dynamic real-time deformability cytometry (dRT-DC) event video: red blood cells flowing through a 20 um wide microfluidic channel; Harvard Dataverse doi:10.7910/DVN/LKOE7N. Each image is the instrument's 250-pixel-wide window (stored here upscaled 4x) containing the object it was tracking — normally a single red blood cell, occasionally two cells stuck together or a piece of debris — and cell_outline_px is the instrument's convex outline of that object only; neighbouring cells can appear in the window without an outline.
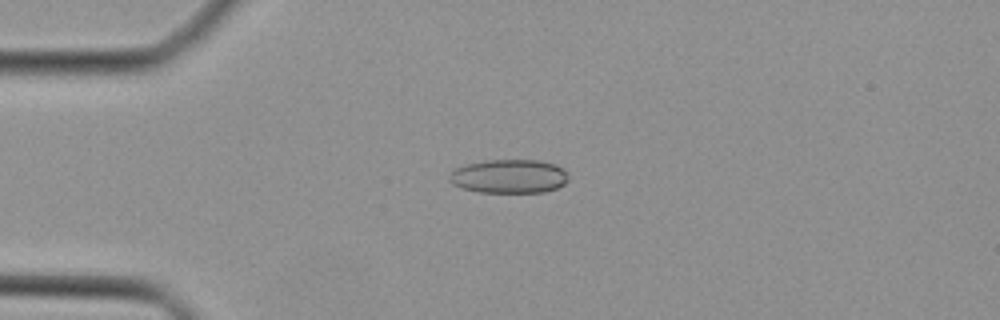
{"species": "Egyptian fruit bat (a non-hibernating species)", "species_latin": "Rousettus aegyptiacus", "temperature_condition": "cold", "stored_images_in_passage": 45, "camera_frame_rate_fps": 3000, "um_per_image_px": 0.085, "animal": {"sex": "female"}, "frame": {"image": 1, "passage_image": 11, "time_ms": 3.333, "image_size_px": [1000, 320], "cell_outline_px": [[568, 180], [564, 184], [556, 188], [544, 192], [480, 192], [464, 188], [452, 184], [448, 180], [448, 176], [456, 168], [468, 164], [488, 160], [540, 160], [556, 164], [564, 168], [568, 172]], "centroid_in_image_um": [43.32, 14.98], "position_along_channel_um": 41.7, "area_um2": 23.52}}
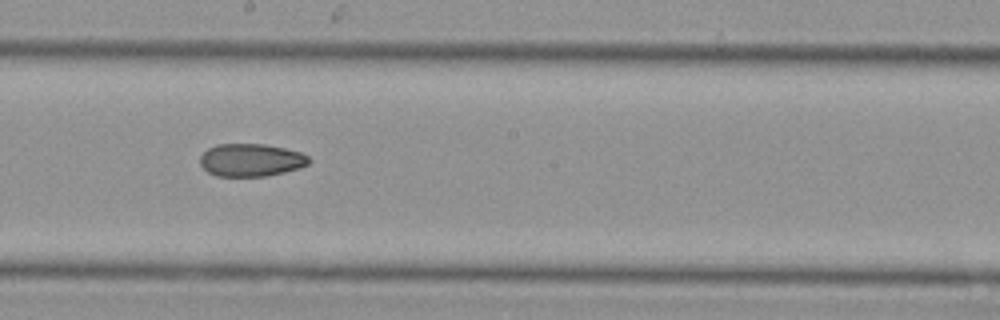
{"frame": {"image": 2, "passage_image": 25, "time_ms": 8.0, "image_size_px": [1000, 320], "cell_outline_px": [[312, 160], [308, 164], [300, 168], [284, 172], [264, 176], [216, 176], [208, 172], [200, 164], [200, 156], [208, 148], [216, 144], [264, 144], [284, 148], [300, 152], [308, 156]], "centroid_in_image_um": [21.34, 13.6], "position_along_channel_um": 226.9, "area_um2": 20.81}}
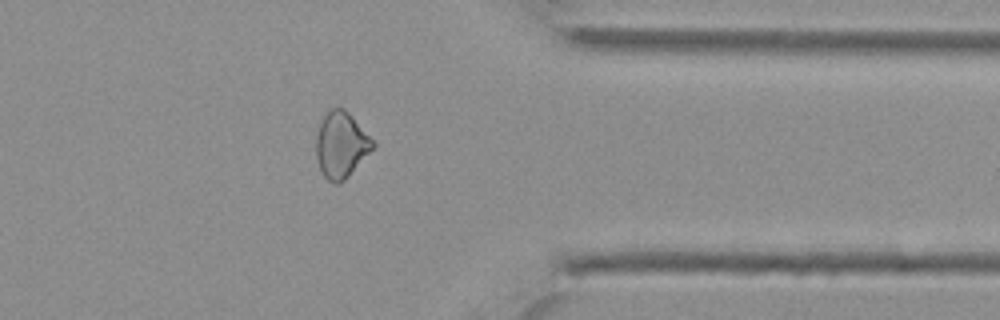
{"frame": {"image": 3, "passage_image": 36, "time_ms": 11.667, "image_size_px": [1000, 320], "cell_outline_px": [[376, 144], [344, 180], [340, 184], [336, 184], [328, 180], [324, 176], [320, 168], [316, 156], [316, 136], [320, 124], [324, 116], [332, 108], [344, 108], [352, 116]], "centroid_in_image_um": [28.97, 12.32], "position_along_channel_um": 382.4, "area_um2": 21.27}}